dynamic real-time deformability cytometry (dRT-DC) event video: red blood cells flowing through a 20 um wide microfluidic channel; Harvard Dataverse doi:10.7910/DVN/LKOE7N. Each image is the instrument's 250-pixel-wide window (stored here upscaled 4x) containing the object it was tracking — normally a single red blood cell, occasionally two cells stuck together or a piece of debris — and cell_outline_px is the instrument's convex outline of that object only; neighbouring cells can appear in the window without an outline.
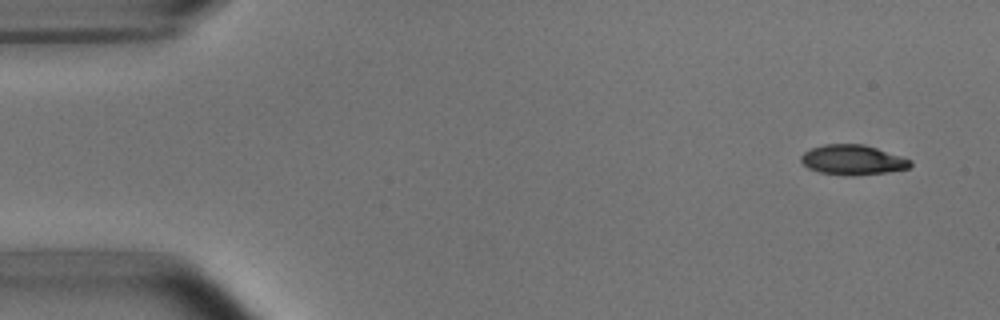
{"species": "common noctule bat (a hibernating species)", "species_latin": "Nyctalus noctula", "temperature_condition": "room temperature", "stored_images_in_passage": 5, "camera_frame_rate_fps": 3000, "um_per_image_px": 0.085, "animal": {"sex": "male", "body_mass_g": 15.6}, "frame": {"image": 1, "passage_image": 1, "time_ms": 0.0, "image_size_px": [1000, 320], "cell_outline_px": [[912, 164], [908, 168], [888, 172], [852, 176], [820, 172], [808, 168], [800, 160], [800, 156], [804, 152], [812, 148], [824, 144], [864, 144], [912, 160]], "centroid_in_image_um": [72.47, 13.59], "position_along_channel_um": 12.5, "area_um2": 18.96}}